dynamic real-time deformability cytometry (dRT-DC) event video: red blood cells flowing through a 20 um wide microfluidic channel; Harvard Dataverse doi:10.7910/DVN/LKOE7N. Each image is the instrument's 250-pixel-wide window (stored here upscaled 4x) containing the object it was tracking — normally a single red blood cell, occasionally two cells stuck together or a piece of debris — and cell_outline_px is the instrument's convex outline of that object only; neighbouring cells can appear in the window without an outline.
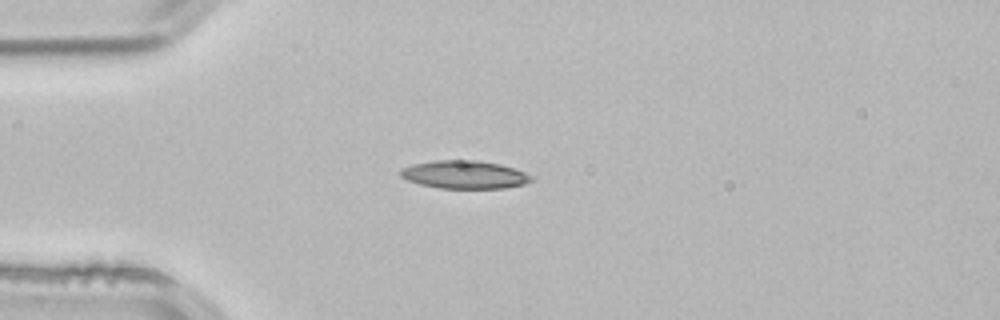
{"species": "common noctule bat (a hibernating species)", "species_latin": "Nyctalus noctula", "temperature_condition": "room temperature", "stored_images_in_passage": 1, "camera_frame_rate_fps": 3000, "um_per_image_px": 0.085, "animal": {"sex": "male", "body_mass_g": 21.5, "forearm_length_mm": 52.0}, "frame": {"image": 1, "passage_image": 1, "time_ms": 0.0, "image_size_px": [1000, 320], "cell_outline_px": [[536, 180], [524, 184], [504, 188], [436, 188], [420, 184], [408, 180], [400, 176], [400, 168], [412, 164], [432, 160], [476, 160], [500, 164], [536, 176]], "centroid_in_image_um": [39.5, 14.84], "position_along_channel_um": 45.5, "area_um2": 21.62}}